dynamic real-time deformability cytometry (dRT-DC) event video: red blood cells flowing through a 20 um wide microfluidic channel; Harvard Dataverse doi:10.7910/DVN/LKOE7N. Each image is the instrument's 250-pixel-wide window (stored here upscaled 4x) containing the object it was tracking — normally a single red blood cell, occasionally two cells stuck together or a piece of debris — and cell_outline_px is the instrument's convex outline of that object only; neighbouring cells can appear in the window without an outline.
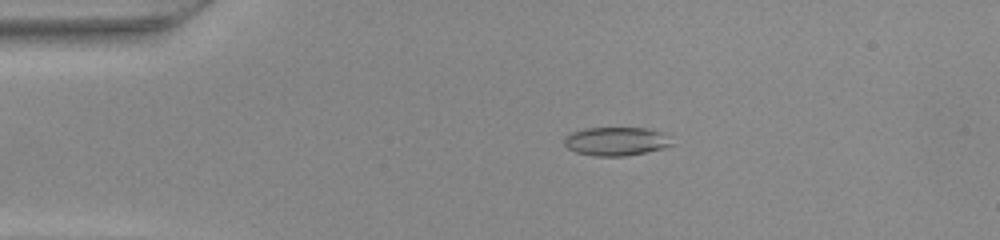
{"species": "common noctule bat (a hibernating species)", "species_latin": "Nyctalus noctula", "temperature_condition": "warm", "stored_images_in_passage": 48, "camera_frame_rate_fps": 3000, "um_per_image_px": 0.085, "animal": {"sex": "female", "body_mass_g": 22.0, "forearm_length_mm": 56.7}, "frame": {"image": 1, "passage_image": 10, "time_ms": 3.0, "image_size_px": [1000, 240], "cell_outline_px": [[672, 144], [664, 148], [624, 156], [596, 156], [576, 152], [568, 148], [564, 144], [564, 136], [572, 132], [584, 128], [648, 128], [660, 132]], "centroid_in_image_um": [52.29, 12.01], "position_along_channel_um": 32.7, "area_um2": 17.63}}
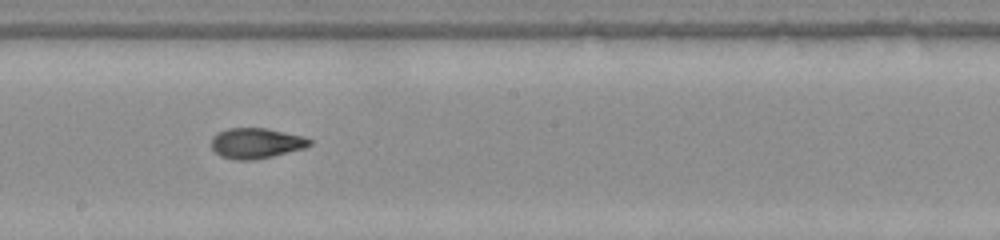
{"frame": {"image": 2, "passage_image": 27, "time_ms": 8.667, "image_size_px": [1000, 240], "cell_outline_px": [[312, 144], [304, 148], [256, 160], [236, 160], [220, 156], [212, 148], [212, 136], [228, 128], [264, 128], [304, 136], [312, 140]], "centroid_in_image_um": [21.78, 12.18], "position_along_channel_um": 226.4, "area_um2": 17.34}}
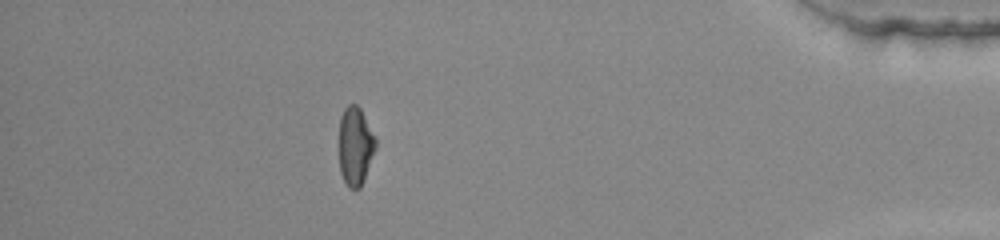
{"frame": {"image": 3, "passage_image": 43, "time_ms": 14.0, "image_size_px": [1000, 240], "cell_outline_px": [[376, 148], [364, 180], [360, 188], [348, 188], [340, 172], [340, 116], [344, 108], [348, 104], [356, 104], [360, 108], [376, 140]], "centroid_in_image_um": [30.2, 12.42], "position_along_channel_um": 405.0, "area_um2": 16.53}}